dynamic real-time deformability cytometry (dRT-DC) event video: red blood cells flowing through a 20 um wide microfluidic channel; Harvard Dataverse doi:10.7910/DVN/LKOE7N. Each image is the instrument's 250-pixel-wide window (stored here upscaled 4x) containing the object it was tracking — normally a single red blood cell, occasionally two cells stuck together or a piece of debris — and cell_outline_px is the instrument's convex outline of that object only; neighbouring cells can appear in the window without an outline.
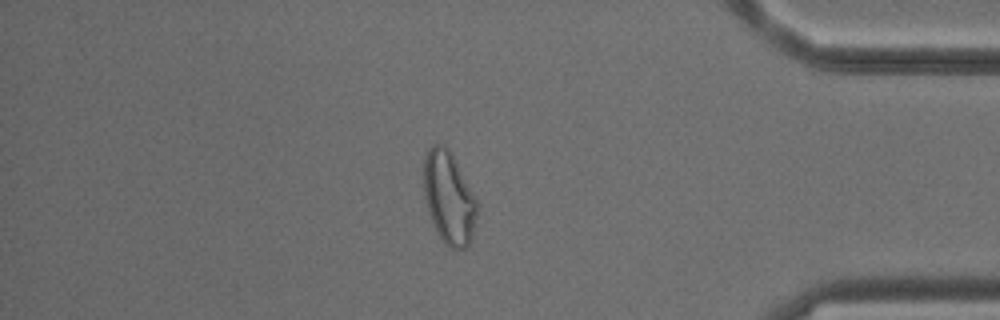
{"species": "common noctule bat (a hibernating species)", "species_latin": "Nyctalus noctula", "temperature_condition": "cold", "stored_images_in_passage": 49, "camera_frame_rate_fps": 3000, "um_per_image_px": 0.085, "animal": {"sex": "male", "body_mass_g": 18.8}, "frame": {"image": 1, "passage_image": 42, "time_ms": 13.667, "image_size_px": [1000, 320], "cell_outline_px": [[476, 216], [472, 240], [468, 248], [448, 248], [444, 244], [428, 212], [424, 196], [424, 160], [428, 148], [432, 144], [440, 144], [448, 148], [476, 200]], "centroid_in_image_um": [38.14, 16.85], "position_along_channel_um": 397.1, "area_um2": 28.21}, "authors_computed_cell_mechanics": {"area_um2": 28.2064, "velocity_mm_per_s": 3.8706, "shape_relaxation_time_tau1_ms": null, "shape_relaxation_time_tau2_ms": 1.3633, "deformation_change_tau1": null, "deformation_change_tau2": 0.0818}}